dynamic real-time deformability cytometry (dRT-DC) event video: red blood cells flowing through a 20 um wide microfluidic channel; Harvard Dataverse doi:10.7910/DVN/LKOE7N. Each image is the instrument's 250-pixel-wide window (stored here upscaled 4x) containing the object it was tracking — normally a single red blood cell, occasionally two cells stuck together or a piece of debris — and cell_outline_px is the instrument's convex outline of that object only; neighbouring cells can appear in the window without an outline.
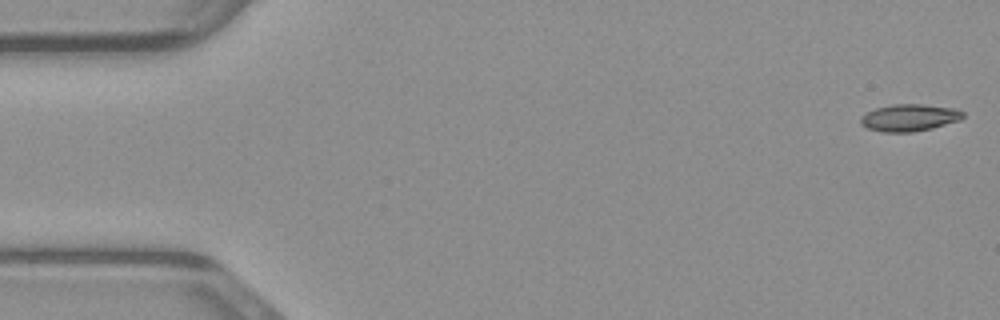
{"species": "common noctule bat (a hibernating species)", "species_latin": "Nyctalus noctula", "temperature_condition": "warm", "stored_images_in_passage": 9, "camera_frame_rate_fps": 3000, "um_per_image_px": 0.085, "animal": {"sex": "male", "body_mass_g": 23.1, "forearm_length_mm": 52.7}, "frame": {"image": 1, "passage_image": 1, "time_ms": 0.0, "image_size_px": [1000, 320], "cell_outline_px": [[964, 116], [960, 120], [932, 128], [912, 132], [880, 132], [868, 128], [860, 124], [860, 116], [876, 108], [892, 104], [924, 104], [956, 108], [964, 112]], "centroid_in_image_um": [77.3, 10.0], "position_along_channel_um": 7.7, "area_um2": 16.24}}